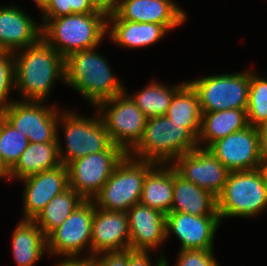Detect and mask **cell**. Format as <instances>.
Listing matches in <instances>:
<instances>
[{
	"mask_svg": "<svg viewBox=\"0 0 267 266\" xmlns=\"http://www.w3.org/2000/svg\"><path fill=\"white\" fill-rule=\"evenodd\" d=\"M15 92L19 100L46 101L57 80L65 83V58L43 38L13 52Z\"/></svg>",
	"mask_w": 267,
	"mask_h": 266,
	"instance_id": "obj_1",
	"label": "cell"
},
{
	"mask_svg": "<svg viewBox=\"0 0 267 266\" xmlns=\"http://www.w3.org/2000/svg\"><path fill=\"white\" fill-rule=\"evenodd\" d=\"M97 48L76 51L65 58V84L80 94L92 107L126 91L124 81L111 70Z\"/></svg>",
	"mask_w": 267,
	"mask_h": 266,
	"instance_id": "obj_2",
	"label": "cell"
},
{
	"mask_svg": "<svg viewBox=\"0 0 267 266\" xmlns=\"http://www.w3.org/2000/svg\"><path fill=\"white\" fill-rule=\"evenodd\" d=\"M42 38L64 58L98 48L107 37V15L101 11L41 19Z\"/></svg>",
	"mask_w": 267,
	"mask_h": 266,
	"instance_id": "obj_3",
	"label": "cell"
},
{
	"mask_svg": "<svg viewBox=\"0 0 267 266\" xmlns=\"http://www.w3.org/2000/svg\"><path fill=\"white\" fill-rule=\"evenodd\" d=\"M198 147V139L183 124L163 115L147 118L142 139L128 154L155 164H172Z\"/></svg>",
	"mask_w": 267,
	"mask_h": 266,
	"instance_id": "obj_4",
	"label": "cell"
},
{
	"mask_svg": "<svg viewBox=\"0 0 267 266\" xmlns=\"http://www.w3.org/2000/svg\"><path fill=\"white\" fill-rule=\"evenodd\" d=\"M267 208V185L260 168L228 174L223 191L217 197L220 220L254 218Z\"/></svg>",
	"mask_w": 267,
	"mask_h": 266,
	"instance_id": "obj_5",
	"label": "cell"
},
{
	"mask_svg": "<svg viewBox=\"0 0 267 266\" xmlns=\"http://www.w3.org/2000/svg\"><path fill=\"white\" fill-rule=\"evenodd\" d=\"M62 110L60 109L58 130L63 127L66 150L63 149L59 134H57L59 157L62 165L66 166L71 161L89 154L106 151L112 145L105 125L97 111L95 112L96 115L84 117L73 110Z\"/></svg>",
	"mask_w": 267,
	"mask_h": 266,
	"instance_id": "obj_6",
	"label": "cell"
},
{
	"mask_svg": "<svg viewBox=\"0 0 267 266\" xmlns=\"http://www.w3.org/2000/svg\"><path fill=\"white\" fill-rule=\"evenodd\" d=\"M155 165L126 154L93 198L95 206L108 211L127 212L140 203L144 179Z\"/></svg>",
	"mask_w": 267,
	"mask_h": 266,
	"instance_id": "obj_7",
	"label": "cell"
},
{
	"mask_svg": "<svg viewBox=\"0 0 267 266\" xmlns=\"http://www.w3.org/2000/svg\"><path fill=\"white\" fill-rule=\"evenodd\" d=\"M188 82L196 90L202 113L247 109L250 68L235 73L212 74Z\"/></svg>",
	"mask_w": 267,
	"mask_h": 266,
	"instance_id": "obj_8",
	"label": "cell"
},
{
	"mask_svg": "<svg viewBox=\"0 0 267 266\" xmlns=\"http://www.w3.org/2000/svg\"><path fill=\"white\" fill-rule=\"evenodd\" d=\"M101 117L112 144L127 154L142 139L147 117L127 91L102 101L94 108Z\"/></svg>",
	"mask_w": 267,
	"mask_h": 266,
	"instance_id": "obj_9",
	"label": "cell"
},
{
	"mask_svg": "<svg viewBox=\"0 0 267 266\" xmlns=\"http://www.w3.org/2000/svg\"><path fill=\"white\" fill-rule=\"evenodd\" d=\"M13 101L0 115L31 143L58 142L60 110L46 101Z\"/></svg>",
	"mask_w": 267,
	"mask_h": 266,
	"instance_id": "obj_10",
	"label": "cell"
},
{
	"mask_svg": "<svg viewBox=\"0 0 267 266\" xmlns=\"http://www.w3.org/2000/svg\"><path fill=\"white\" fill-rule=\"evenodd\" d=\"M95 212L92 200H85L65 221L47 237V252L51 256L83 258V252L91 257V229ZM88 247V248H87ZM82 253V254H81Z\"/></svg>",
	"mask_w": 267,
	"mask_h": 266,
	"instance_id": "obj_11",
	"label": "cell"
},
{
	"mask_svg": "<svg viewBox=\"0 0 267 266\" xmlns=\"http://www.w3.org/2000/svg\"><path fill=\"white\" fill-rule=\"evenodd\" d=\"M127 153L112 144L106 151L89 154L68 163L69 188L84 200H93Z\"/></svg>",
	"mask_w": 267,
	"mask_h": 266,
	"instance_id": "obj_12",
	"label": "cell"
},
{
	"mask_svg": "<svg viewBox=\"0 0 267 266\" xmlns=\"http://www.w3.org/2000/svg\"><path fill=\"white\" fill-rule=\"evenodd\" d=\"M211 153L230 171H248L261 166L259 133L248 126L214 142Z\"/></svg>",
	"mask_w": 267,
	"mask_h": 266,
	"instance_id": "obj_13",
	"label": "cell"
},
{
	"mask_svg": "<svg viewBox=\"0 0 267 266\" xmlns=\"http://www.w3.org/2000/svg\"><path fill=\"white\" fill-rule=\"evenodd\" d=\"M185 180L216 197L223 191L230 171L206 148H196L171 164Z\"/></svg>",
	"mask_w": 267,
	"mask_h": 266,
	"instance_id": "obj_14",
	"label": "cell"
},
{
	"mask_svg": "<svg viewBox=\"0 0 267 266\" xmlns=\"http://www.w3.org/2000/svg\"><path fill=\"white\" fill-rule=\"evenodd\" d=\"M220 225L219 215L196 216L169 212L166 215V238L175 235L181 243L179 250L213 249L215 234Z\"/></svg>",
	"mask_w": 267,
	"mask_h": 266,
	"instance_id": "obj_15",
	"label": "cell"
},
{
	"mask_svg": "<svg viewBox=\"0 0 267 266\" xmlns=\"http://www.w3.org/2000/svg\"><path fill=\"white\" fill-rule=\"evenodd\" d=\"M20 181L24 186L21 219L33 220L54 196L69 189L68 169L65 165Z\"/></svg>",
	"mask_w": 267,
	"mask_h": 266,
	"instance_id": "obj_16",
	"label": "cell"
},
{
	"mask_svg": "<svg viewBox=\"0 0 267 266\" xmlns=\"http://www.w3.org/2000/svg\"><path fill=\"white\" fill-rule=\"evenodd\" d=\"M113 14L120 20L157 23L169 30L187 20L186 11L175 0H119Z\"/></svg>",
	"mask_w": 267,
	"mask_h": 266,
	"instance_id": "obj_17",
	"label": "cell"
},
{
	"mask_svg": "<svg viewBox=\"0 0 267 266\" xmlns=\"http://www.w3.org/2000/svg\"><path fill=\"white\" fill-rule=\"evenodd\" d=\"M129 218L125 211L97 208L92 220L91 257L104 252L129 249Z\"/></svg>",
	"mask_w": 267,
	"mask_h": 266,
	"instance_id": "obj_18",
	"label": "cell"
},
{
	"mask_svg": "<svg viewBox=\"0 0 267 266\" xmlns=\"http://www.w3.org/2000/svg\"><path fill=\"white\" fill-rule=\"evenodd\" d=\"M130 246L133 251H155L167 241L166 215L141 203L128 211Z\"/></svg>",
	"mask_w": 267,
	"mask_h": 266,
	"instance_id": "obj_19",
	"label": "cell"
},
{
	"mask_svg": "<svg viewBox=\"0 0 267 266\" xmlns=\"http://www.w3.org/2000/svg\"><path fill=\"white\" fill-rule=\"evenodd\" d=\"M17 6H0V51L13 53L42 38V25Z\"/></svg>",
	"mask_w": 267,
	"mask_h": 266,
	"instance_id": "obj_20",
	"label": "cell"
},
{
	"mask_svg": "<svg viewBox=\"0 0 267 266\" xmlns=\"http://www.w3.org/2000/svg\"><path fill=\"white\" fill-rule=\"evenodd\" d=\"M169 31L165 25L120 20L114 14L107 15V37L120 48L149 47Z\"/></svg>",
	"mask_w": 267,
	"mask_h": 266,
	"instance_id": "obj_21",
	"label": "cell"
},
{
	"mask_svg": "<svg viewBox=\"0 0 267 266\" xmlns=\"http://www.w3.org/2000/svg\"><path fill=\"white\" fill-rule=\"evenodd\" d=\"M170 212L196 216L219 215L217 197L185 180L173 167V202Z\"/></svg>",
	"mask_w": 267,
	"mask_h": 266,
	"instance_id": "obj_22",
	"label": "cell"
},
{
	"mask_svg": "<svg viewBox=\"0 0 267 266\" xmlns=\"http://www.w3.org/2000/svg\"><path fill=\"white\" fill-rule=\"evenodd\" d=\"M11 248L17 266H34L47 252L43 231L30 219H21L12 231Z\"/></svg>",
	"mask_w": 267,
	"mask_h": 266,
	"instance_id": "obj_23",
	"label": "cell"
},
{
	"mask_svg": "<svg viewBox=\"0 0 267 266\" xmlns=\"http://www.w3.org/2000/svg\"><path fill=\"white\" fill-rule=\"evenodd\" d=\"M248 126L246 109H225L202 113L198 146L208 149L214 142Z\"/></svg>",
	"mask_w": 267,
	"mask_h": 266,
	"instance_id": "obj_24",
	"label": "cell"
},
{
	"mask_svg": "<svg viewBox=\"0 0 267 266\" xmlns=\"http://www.w3.org/2000/svg\"><path fill=\"white\" fill-rule=\"evenodd\" d=\"M173 202V166L156 164L143 182L140 203L167 215Z\"/></svg>",
	"mask_w": 267,
	"mask_h": 266,
	"instance_id": "obj_25",
	"label": "cell"
},
{
	"mask_svg": "<svg viewBox=\"0 0 267 266\" xmlns=\"http://www.w3.org/2000/svg\"><path fill=\"white\" fill-rule=\"evenodd\" d=\"M58 142L31 143L22 152L19 160L11 168L12 180H22L29 176L61 166Z\"/></svg>",
	"mask_w": 267,
	"mask_h": 266,
	"instance_id": "obj_26",
	"label": "cell"
},
{
	"mask_svg": "<svg viewBox=\"0 0 267 266\" xmlns=\"http://www.w3.org/2000/svg\"><path fill=\"white\" fill-rule=\"evenodd\" d=\"M169 119L183 124L197 139L201 131L202 112L196 90L188 82L177 90L166 115Z\"/></svg>",
	"mask_w": 267,
	"mask_h": 266,
	"instance_id": "obj_27",
	"label": "cell"
},
{
	"mask_svg": "<svg viewBox=\"0 0 267 266\" xmlns=\"http://www.w3.org/2000/svg\"><path fill=\"white\" fill-rule=\"evenodd\" d=\"M160 82L152 79L143 89L136 91L133 95L128 94L147 118L166 115L173 96L184 84L180 82L167 86Z\"/></svg>",
	"mask_w": 267,
	"mask_h": 266,
	"instance_id": "obj_28",
	"label": "cell"
},
{
	"mask_svg": "<svg viewBox=\"0 0 267 266\" xmlns=\"http://www.w3.org/2000/svg\"><path fill=\"white\" fill-rule=\"evenodd\" d=\"M85 200L73 189L54 196L33 219L47 237Z\"/></svg>",
	"mask_w": 267,
	"mask_h": 266,
	"instance_id": "obj_29",
	"label": "cell"
},
{
	"mask_svg": "<svg viewBox=\"0 0 267 266\" xmlns=\"http://www.w3.org/2000/svg\"><path fill=\"white\" fill-rule=\"evenodd\" d=\"M248 124L258 127L267 124V79L250 70V86L247 106Z\"/></svg>",
	"mask_w": 267,
	"mask_h": 266,
	"instance_id": "obj_30",
	"label": "cell"
},
{
	"mask_svg": "<svg viewBox=\"0 0 267 266\" xmlns=\"http://www.w3.org/2000/svg\"><path fill=\"white\" fill-rule=\"evenodd\" d=\"M28 144V138L0 115V157L10 169L19 160Z\"/></svg>",
	"mask_w": 267,
	"mask_h": 266,
	"instance_id": "obj_31",
	"label": "cell"
},
{
	"mask_svg": "<svg viewBox=\"0 0 267 266\" xmlns=\"http://www.w3.org/2000/svg\"><path fill=\"white\" fill-rule=\"evenodd\" d=\"M15 89L14 55L9 51H0V112L14 100L10 93Z\"/></svg>",
	"mask_w": 267,
	"mask_h": 266,
	"instance_id": "obj_32",
	"label": "cell"
},
{
	"mask_svg": "<svg viewBox=\"0 0 267 266\" xmlns=\"http://www.w3.org/2000/svg\"><path fill=\"white\" fill-rule=\"evenodd\" d=\"M97 10L89 0H49L42 19H53L70 14L95 13Z\"/></svg>",
	"mask_w": 267,
	"mask_h": 266,
	"instance_id": "obj_33",
	"label": "cell"
},
{
	"mask_svg": "<svg viewBox=\"0 0 267 266\" xmlns=\"http://www.w3.org/2000/svg\"><path fill=\"white\" fill-rule=\"evenodd\" d=\"M175 266H220L214 257V250L185 249L179 250ZM165 258L166 266L169 262Z\"/></svg>",
	"mask_w": 267,
	"mask_h": 266,
	"instance_id": "obj_34",
	"label": "cell"
},
{
	"mask_svg": "<svg viewBox=\"0 0 267 266\" xmlns=\"http://www.w3.org/2000/svg\"><path fill=\"white\" fill-rule=\"evenodd\" d=\"M150 253V251H133L128 249V266H166L165 255H160L154 263L151 261Z\"/></svg>",
	"mask_w": 267,
	"mask_h": 266,
	"instance_id": "obj_35",
	"label": "cell"
},
{
	"mask_svg": "<svg viewBox=\"0 0 267 266\" xmlns=\"http://www.w3.org/2000/svg\"><path fill=\"white\" fill-rule=\"evenodd\" d=\"M98 266H128V249L93 256Z\"/></svg>",
	"mask_w": 267,
	"mask_h": 266,
	"instance_id": "obj_36",
	"label": "cell"
},
{
	"mask_svg": "<svg viewBox=\"0 0 267 266\" xmlns=\"http://www.w3.org/2000/svg\"><path fill=\"white\" fill-rule=\"evenodd\" d=\"M93 7L105 13L106 15L113 14L118 6L119 0H89Z\"/></svg>",
	"mask_w": 267,
	"mask_h": 266,
	"instance_id": "obj_37",
	"label": "cell"
},
{
	"mask_svg": "<svg viewBox=\"0 0 267 266\" xmlns=\"http://www.w3.org/2000/svg\"><path fill=\"white\" fill-rule=\"evenodd\" d=\"M259 133V146L261 165H267V124L257 127Z\"/></svg>",
	"mask_w": 267,
	"mask_h": 266,
	"instance_id": "obj_38",
	"label": "cell"
},
{
	"mask_svg": "<svg viewBox=\"0 0 267 266\" xmlns=\"http://www.w3.org/2000/svg\"><path fill=\"white\" fill-rule=\"evenodd\" d=\"M83 255V258H67L63 260L60 259L61 262H57L55 266H98L93 257L86 258V254Z\"/></svg>",
	"mask_w": 267,
	"mask_h": 266,
	"instance_id": "obj_39",
	"label": "cell"
},
{
	"mask_svg": "<svg viewBox=\"0 0 267 266\" xmlns=\"http://www.w3.org/2000/svg\"><path fill=\"white\" fill-rule=\"evenodd\" d=\"M0 178L12 181L10 167L0 157Z\"/></svg>",
	"mask_w": 267,
	"mask_h": 266,
	"instance_id": "obj_40",
	"label": "cell"
},
{
	"mask_svg": "<svg viewBox=\"0 0 267 266\" xmlns=\"http://www.w3.org/2000/svg\"><path fill=\"white\" fill-rule=\"evenodd\" d=\"M36 3L41 13H43L48 5L49 0H33Z\"/></svg>",
	"mask_w": 267,
	"mask_h": 266,
	"instance_id": "obj_41",
	"label": "cell"
},
{
	"mask_svg": "<svg viewBox=\"0 0 267 266\" xmlns=\"http://www.w3.org/2000/svg\"><path fill=\"white\" fill-rule=\"evenodd\" d=\"M260 169L264 175V178H265V182H266V185H267V165H261L260 166Z\"/></svg>",
	"mask_w": 267,
	"mask_h": 266,
	"instance_id": "obj_42",
	"label": "cell"
}]
</instances>
